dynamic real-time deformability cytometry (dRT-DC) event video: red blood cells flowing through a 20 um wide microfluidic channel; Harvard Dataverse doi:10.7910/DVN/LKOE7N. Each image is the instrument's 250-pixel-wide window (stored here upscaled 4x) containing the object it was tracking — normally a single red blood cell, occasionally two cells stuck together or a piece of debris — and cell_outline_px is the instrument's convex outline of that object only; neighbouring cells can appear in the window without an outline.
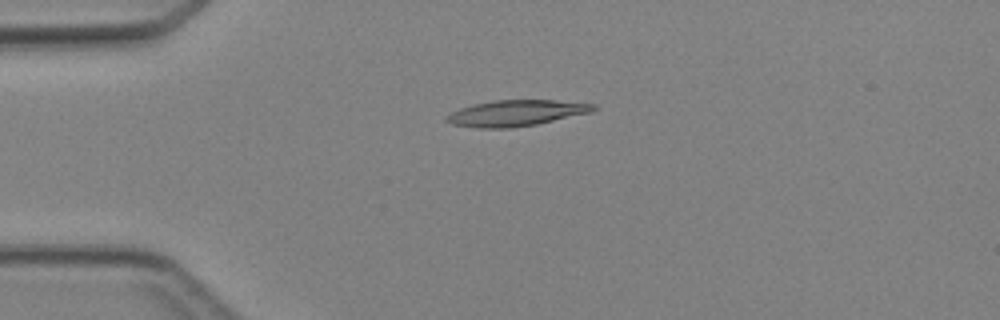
{"species": "Egyptian fruit bat (a non-hibernating species)", "species_latin": "Rousettus aegyptiacus", "temperature_condition": "cold", "stored_images_in_passage": 5, "camera_frame_rate_fps": 3000, "um_per_image_px": 0.085, "animal": {"sex": "female"}, "frame": {"image": 1, "passage_image": 3, "time_ms": 2.333, "image_size_px": [1000, 320], "cell_outline_px": [[596, 108], [592, 112], [536, 124], [512, 128], [480, 128], [452, 124], [444, 120], [444, 116], [460, 108], [492, 100], [556, 100], [596, 104]], "centroid_in_image_um": [43.86, 9.61], "position_along_channel_um": 41.1, "area_um2": 22.2}}
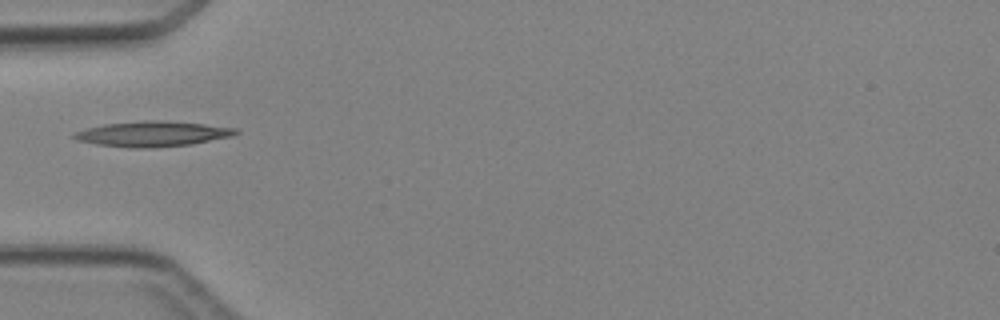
{"frame": {"image": 2, "passage_image": 4, "time_ms": 3.667, "image_size_px": [1000, 320], "cell_outline_px": [[240, 132], [232, 136], [192, 144], [148, 148], [132, 148], [96, 144], [76, 140], [72, 136], [72, 132], [104, 124], [148, 120], [164, 120], [204, 124], [236, 128]], "centroid_in_image_um": [12.95, 11.38], "position_along_channel_um": 72.0, "area_um2": 23.81}}
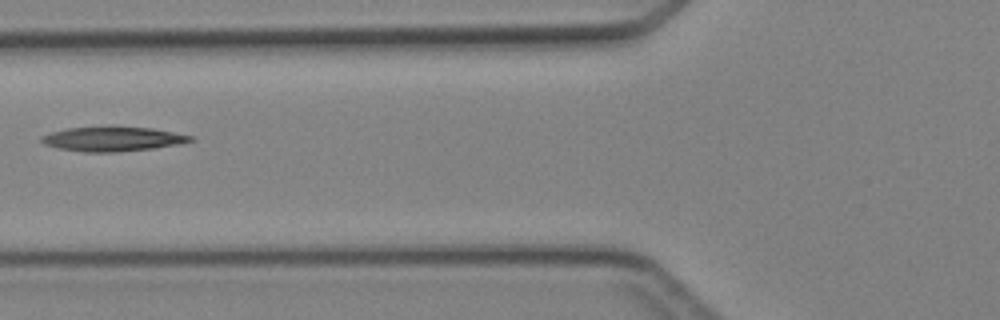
{"frame": {"image": 3, "passage_image": 5, "time_ms": 4.667, "image_size_px": [1000, 320], "cell_outline_px": [[192, 140], [180, 144], [152, 148], [116, 152], [84, 152], [60, 148], [44, 144], [40, 140], [40, 136], [52, 132], [68, 128], [112, 124], [152, 128], [192, 136]], "centroid_in_image_um": [9.54, 11.77], "position_along_channel_um": 116.3, "area_um2": 21.73}}